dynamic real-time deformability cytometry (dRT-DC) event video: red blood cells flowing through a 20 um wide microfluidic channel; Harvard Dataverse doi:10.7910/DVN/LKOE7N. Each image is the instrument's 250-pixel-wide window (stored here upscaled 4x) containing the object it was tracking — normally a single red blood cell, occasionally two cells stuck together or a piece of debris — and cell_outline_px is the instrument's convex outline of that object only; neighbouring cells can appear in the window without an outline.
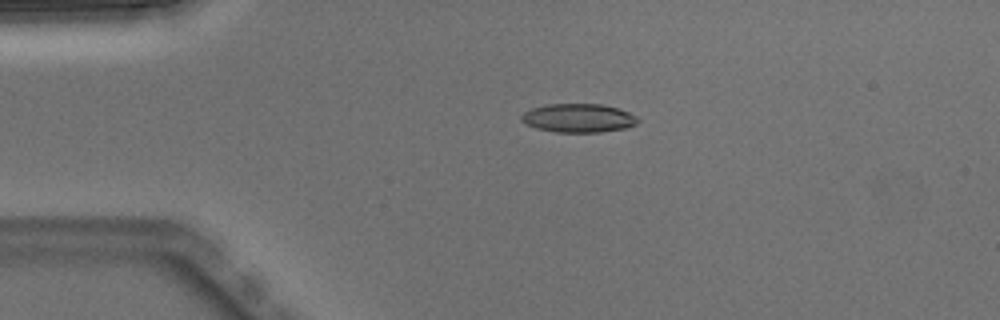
{"species": "Egyptian fruit bat (a non-hibernating species)", "species_latin": "Rousettus aegyptiacus", "temperature_condition": "warm", "stored_images_in_passage": 4, "camera_frame_rate_fps": 3000, "um_per_image_px": 0.085, "animal": {"sex": "male"}, "frame": {"image": 1, "passage_image": 3, "time_ms": 0.667, "image_size_px": [1000, 320], "cell_outline_px": [[640, 120], [636, 124], [628, 128], [600, 132], [556, 132], [536, 128], [524, 124], [520, 120], [520, 116], [524, 112], [532, 108], [544, 104], [600, 104], [620, 108], [636, 116]], "centroid_in_image_um": [49.16, 10.03], "position_along_channel_um": 35.8, "area_um2": 19.71}}